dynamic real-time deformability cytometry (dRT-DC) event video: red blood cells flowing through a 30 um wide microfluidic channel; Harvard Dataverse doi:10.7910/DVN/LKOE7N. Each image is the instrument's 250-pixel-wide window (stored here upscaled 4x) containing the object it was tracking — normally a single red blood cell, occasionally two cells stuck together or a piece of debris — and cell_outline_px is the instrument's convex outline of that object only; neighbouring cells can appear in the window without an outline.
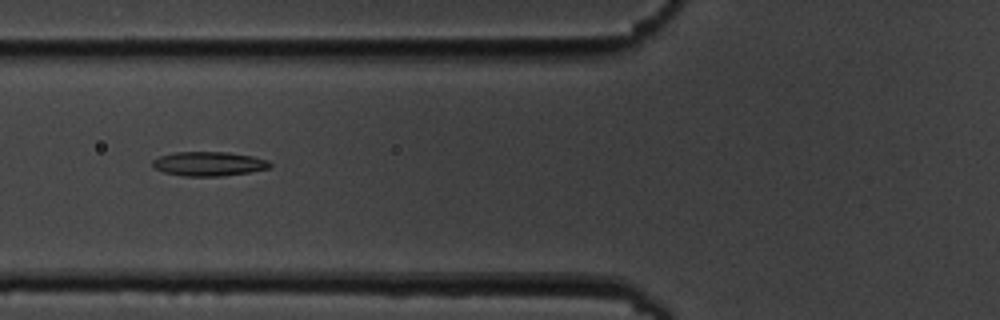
{"species": "common noctule bat (a hibernating species)", "species_latin": "Nyctalus noctula", "temperature_condition": "cold", "stored_images_in_passage": 3, "camera_frame_rate_fps": 3000, "um_per_image_px": 0.085, "animal": {"sex": "male", "body_mass_g": 19.5, "forearm_length_mm": 54.6}, "frame": {"image": 1, "passage_image": 3, "time_ms": 2.333, "image_size_px": [1000, 320], "cell_outline_px": [[272, 168], [248, 172], [220, 176], [184, 176], [164, 172], [152, 168], [152, 160], [160, 156], [176, 152], [228, 152], [252, 156], [268, 160], [272, 164]], "centroid_in_image_um": [17.75, 13.92], "position_along_channel_um": 108.1, "area_um2": 16.65}}